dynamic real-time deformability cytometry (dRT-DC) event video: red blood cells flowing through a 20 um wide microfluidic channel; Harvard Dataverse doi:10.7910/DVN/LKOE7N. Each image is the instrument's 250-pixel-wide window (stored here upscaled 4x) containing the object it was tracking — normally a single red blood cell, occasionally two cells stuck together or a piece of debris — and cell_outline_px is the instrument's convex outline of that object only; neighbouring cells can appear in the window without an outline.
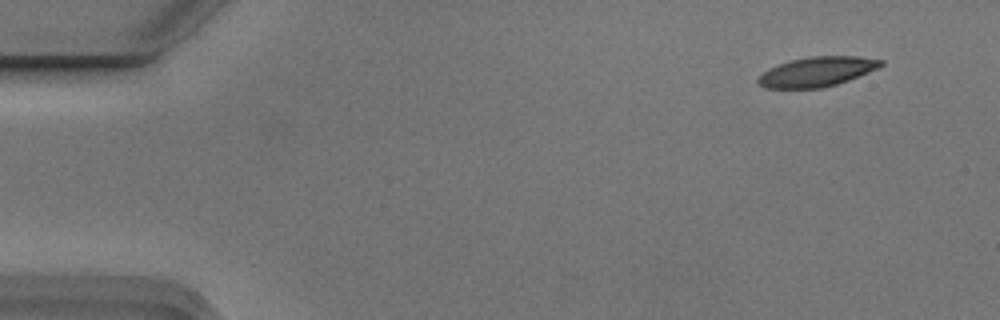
{"species": "Egyptian fruit bat (a non-hibernating species)", "species_latin": "Rousettus aegyptiacus", "temperature_condition": "cold", "stored_images_in_passage": 4, "camera_frame_rate_fps": 3000, "um_per_image_px": 0.085, "animal": {"sex": "male"}, "frame": {"image": 1, "passage_image": 1, "time_ms": 0.0, "image_size_px": [1000, 320], "cell_outline_px": [[884, 64], [868, 72], [848, 80], [824, 88], [764, 88], [756, 80], [768, 68], [792, 60], [808, 56], [860, 56], [884, 60]], "centroid_in_image_um": [69.45, 6.09], "position_along_channel_um": 15.6, "area_um2": 21.1}}
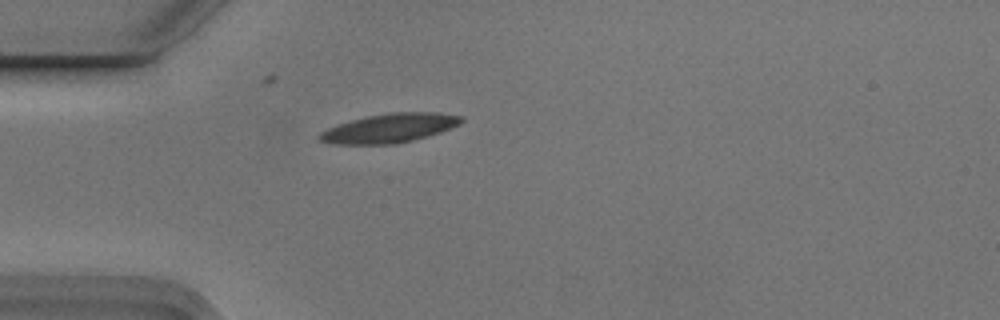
{"frame": {"image": 2, "passage_image": 4, "time_ms": 1.0, "image_size_px": [1000, 320], "cell_outline_px": [[464, 120], [460, 124], [440, 132], [428, 136], [396, 144], [332, 144], [316, 140], [316, 136], [320, 132], [336, 124], [364, 116], [392, 112], [440, 112], [464, 116]], "centroid_in_image_um": [33.08, 10.88], "position_along_channel_um": 51.9, "area_um2": 24.39}}